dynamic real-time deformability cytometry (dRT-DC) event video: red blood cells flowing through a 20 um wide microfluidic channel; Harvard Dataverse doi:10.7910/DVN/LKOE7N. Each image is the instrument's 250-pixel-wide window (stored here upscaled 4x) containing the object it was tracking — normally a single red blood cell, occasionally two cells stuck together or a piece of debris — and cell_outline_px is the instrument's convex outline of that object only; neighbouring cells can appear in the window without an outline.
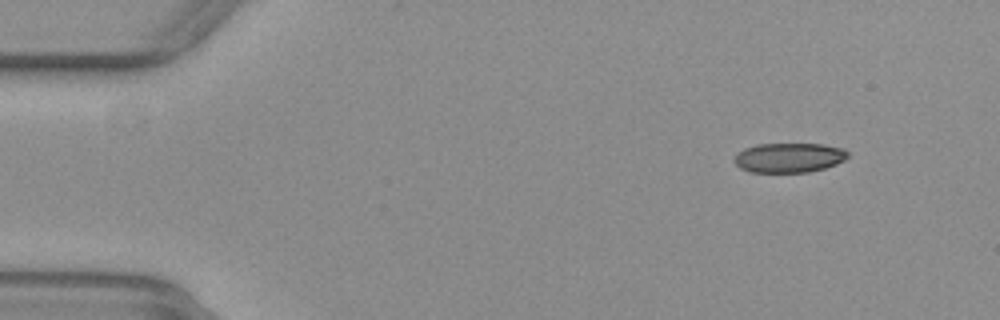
{"species": "common noctule bat (a hibernating species)", "species_latin": "Nyctalus noctula", "temperature_condition": "warm", "stored_images_in_passage": 53, "camera_frame_rate_fps": 3000, "um_per_image_px": 0.085, "animal": {"sex": "female", "body_mass_g": 29.2, "forearm_length_mm": 56.3}, "frame": {"image": 1, "passage_image": 6, "time_ms": 1.667, "image_size_px": [1000, 320], "cell_outline_px": [[848, 156], [844, 160], [836, 164], [824, 168], [808, 172], [748, 172], [740, 168], [732, 160], [736, 152], [744, 148], [756, 144], [824, 144], [844, 148], [848, 152]], "centroid_in_image_um": [67.03, 13.39], "position_along_channel_um": 18.0, "area_um2": 19.83}}
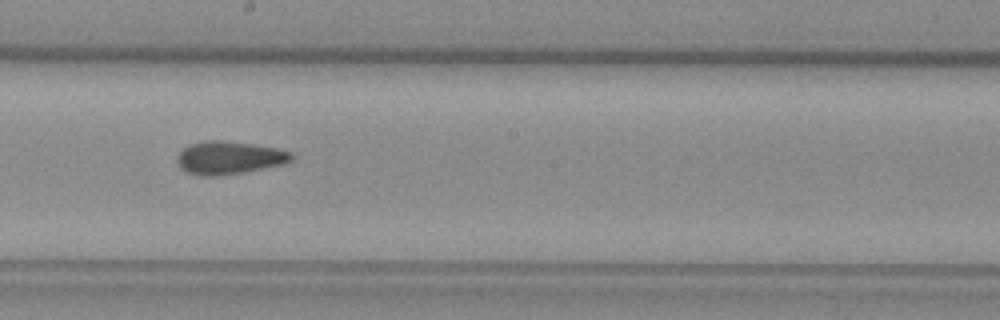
{"frame": {"image": 2, "passage_image": 30, "time_ms": 9.667, "image_size_px": [1000, 320], "cell_outline_px": [[292, 160], [284, 164], [244, 172], [216, 176], [200, 176], [188, 172], [180, 168], [176, 160], [176, 156], [184, 148], [192, 144], [208, 140], [224, 140], [252, 144], [276, 148], [292, 152]], "centroid_in_image_um": [19.47, 13.41], "position_along_channel_um": 228.7, "area_um2": 21.91}}
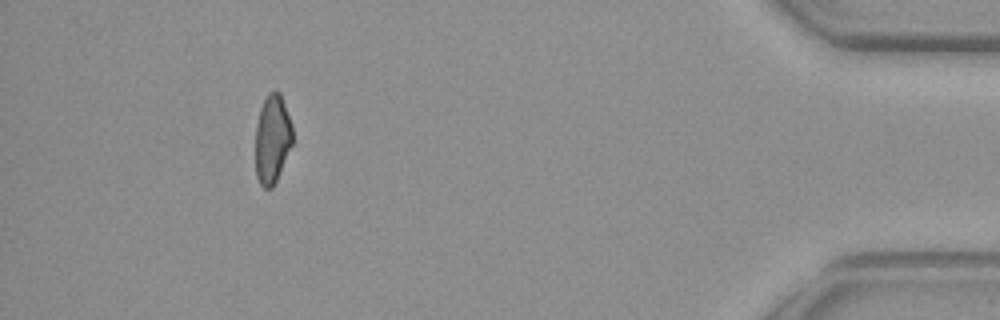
{"frame": {"image": 3, "passage_image": 49, "time_ms": 16.0, "image_size_px": [1000, 320], "cell_outline_px": [[292, 144], [276, 180], [272, 188], [264, 188], [260, 184], [256, 176], [256, 124], [260, 108], [268, 92], [276, 88], [280, 92], [292, 124]], "centroid_in_image_um": [23.14, 11.77], "position_along_channel_um": 412.1, "area_um2": 19.19}, "authors_computed_cell_mechanics": {"area_um2": 21.097, "velocity_mm_per_s": 3.9094, "shape_relaxation_time_tau1_ms": null, "shape_relaxation_time_tau2_ms": 3.8584, "deformation_change_tau1": null, "deformation_change_tau2": 0.0922}}